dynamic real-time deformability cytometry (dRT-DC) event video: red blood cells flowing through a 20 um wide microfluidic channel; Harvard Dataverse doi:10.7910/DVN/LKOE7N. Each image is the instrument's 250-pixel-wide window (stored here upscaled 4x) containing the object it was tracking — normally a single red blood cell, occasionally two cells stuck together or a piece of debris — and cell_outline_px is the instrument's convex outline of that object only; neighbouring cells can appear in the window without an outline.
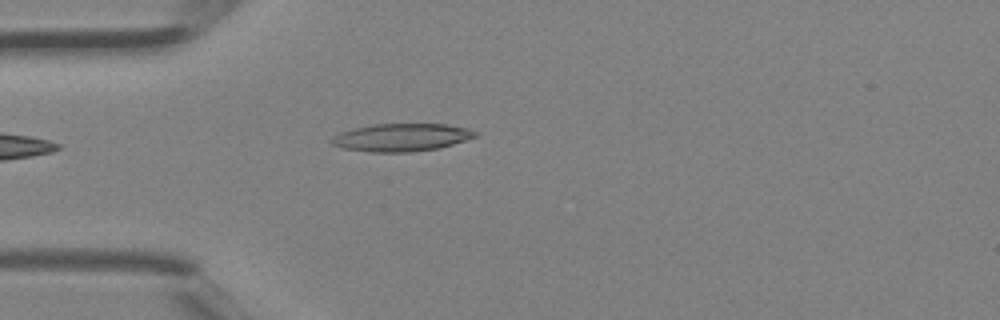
{"species": "Egyptian fruit bat (a non-hibernating species)", "species_latin": "Rousettus aegyptiacus", "temperature_condition": "room temperature", "stored_images_in_passage": 29, "camera_frame_rate_fps": 3000, "um_per_image_px": 0.085, "animal": {"sex": "female"}, "frame": {"image": 1, "passage_image": 1, "time_ms": 0.0, "image_size_px": [1000, 320], "cell_outline_px": [[476, 136], [440, 148], [412, 152], [372, 152], [344, 148], [332, 144], [328, 140], [332, 136], [340, 132], [372, 124], [448, 124], [468, 128], [476, 132]], "centroid_in_image_um": [34.1, 11.68], "position_along_channel_um": 50.9, "area_um2": 23.18}}
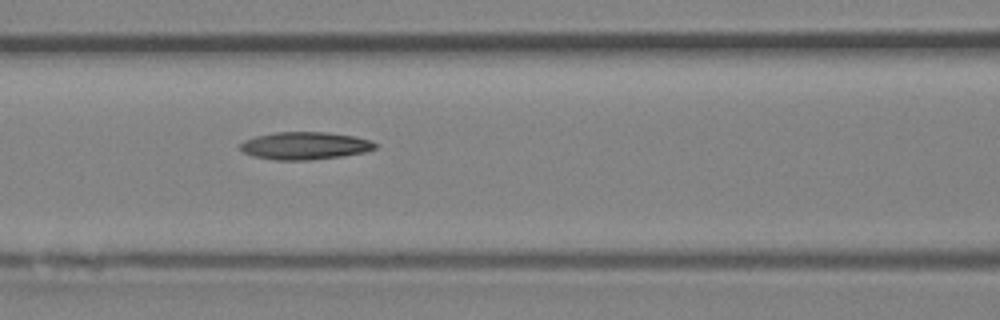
{"frame": {"image": 2, "passage_image": 7, "time_ms": 2.0, "image_size_px": [1000, 320], "cell_outline_px": [[376, 148], [364, 152], [340, 156], [308, 160], [276, 160], [252, 156], [244, 152], [240, 148], [240, 144], [244, 140], [256, 136], [276, 132], [328, 132], [356, 136], [372, 140], [376, 144]], "centroid_in_image_um": [25.92, 12.38], "position_along_channel_um": 140.7, "area_um2": 21.68}}
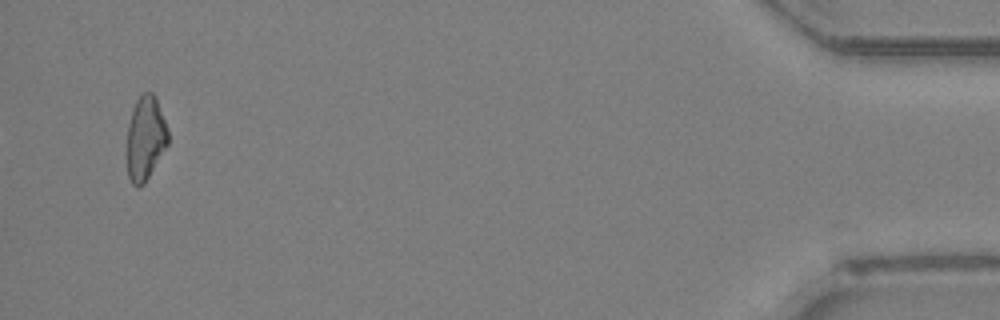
{"frame": {"image": 3, "passage_image": 29, "time_ms": 9.333, "image_size_px": [1000, 320], "cell_outline_px": [[168, 144], [144, 184], [132, 184], [128, 176], [128, 124], [132, 108], [136, 100], [144, 92], [152, 92], [156, 96], [168, 128]], "centroid_in_image_um": [12.38, 11.69], "position_along_channel_um": 422.8, "area_um2": 19.94}}